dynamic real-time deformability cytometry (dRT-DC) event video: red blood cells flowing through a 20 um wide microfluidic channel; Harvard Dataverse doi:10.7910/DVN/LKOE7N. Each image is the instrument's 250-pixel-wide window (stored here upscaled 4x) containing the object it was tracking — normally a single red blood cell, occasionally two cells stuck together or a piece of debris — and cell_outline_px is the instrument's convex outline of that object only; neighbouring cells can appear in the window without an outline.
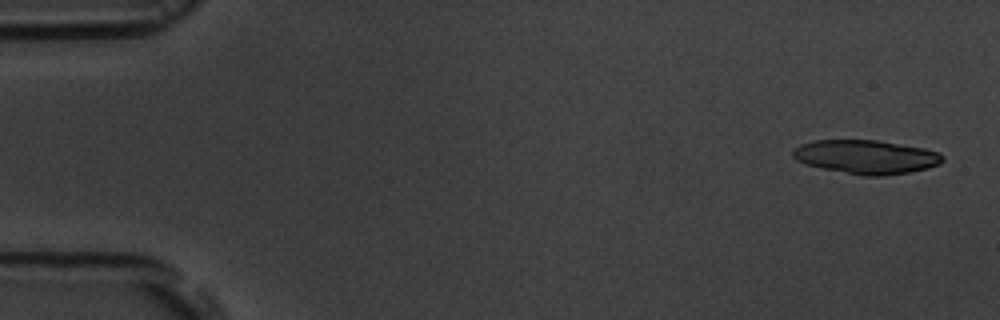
{"species": "common noctule bat (a hibernating species)", "species_latin": "Nyctalus noctula", "temperature_condition": "room temperature", "stored_images_in_passage": 5, "camera_frame_rate_fps": 3000, "um_per_image_px": 0.085, "animal": {"sex": "male", "body_mass_g": 19.5, "forearm_length_mm": 54.6}, "frame": {"image": 1, "passage_image": 1, "time_ms": 0.0, "image_size_px": [1000, 320], "cell_outline_px": [[944, 160], [940, 164], [928, 168], [908, 172], [884, 176], [864, 176], [820, 168], [804, 164], [796, 160], [792, 156], [792, 152], [800, 144], [812, 140], [876, 140], [924, 148], [940, 152], [944, 156]], "centroid_in_image_um": [73.62, 13.34], "position_along_channel_um": 11.4, "area_um2": 29.71}}